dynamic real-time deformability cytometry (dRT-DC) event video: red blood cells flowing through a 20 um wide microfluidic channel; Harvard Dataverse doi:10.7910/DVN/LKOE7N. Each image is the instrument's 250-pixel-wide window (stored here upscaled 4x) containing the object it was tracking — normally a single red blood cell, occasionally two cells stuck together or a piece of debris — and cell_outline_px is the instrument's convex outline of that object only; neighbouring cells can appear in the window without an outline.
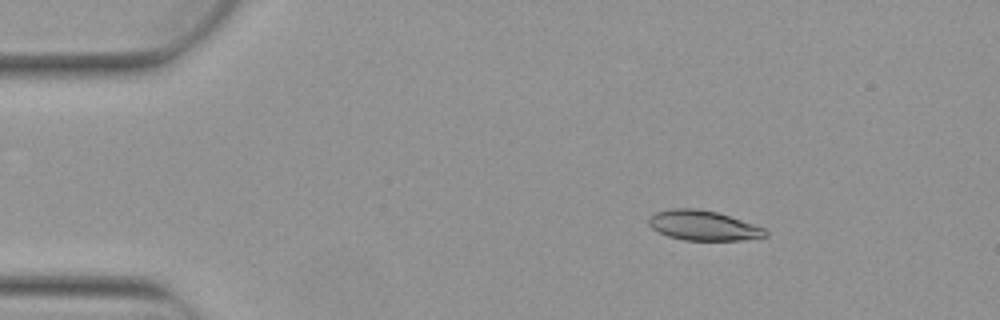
{"species": "Egyptian fruit bat (a non-hibernating species)", "species_latin": "Rousettus aegyptiacus", "temperature_condition": "warm", "stored_images_in_passage": 4, "camera_frame_rate_fps": 3000, "um_per_image_px": 0.085, "animal": {"sex": "female"}, "frame": {"image": 1, "passage_image": 3, "time_ms": 0.667, "image_size_px": [1000, 320], "cell_outline_px": [[768, 236], [744, 240], [684, 240], [668, 236], [652, 228], [648, 224], [648, 216], [656, 212], [672, 208], [696, 208], [716, 212], [764, 228], [768, 232]], "centroid_in_image_um": [59.75, 19.17], "position_along_channel_um": 25.3, "area_um2": 20.17}}